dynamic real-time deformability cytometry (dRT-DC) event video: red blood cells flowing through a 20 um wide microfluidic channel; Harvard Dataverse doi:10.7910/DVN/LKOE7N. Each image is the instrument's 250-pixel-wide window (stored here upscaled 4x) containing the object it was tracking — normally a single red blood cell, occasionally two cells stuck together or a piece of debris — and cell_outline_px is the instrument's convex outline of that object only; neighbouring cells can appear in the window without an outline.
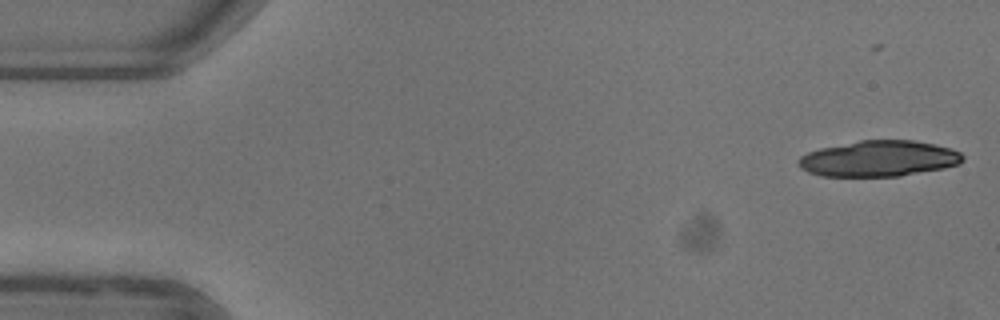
{"species": "common noctule bat (a hibernating species)", "species_latin": "Nyctalus noctula", "temperature_condition": "warm", "stored_images_in_passage": 11, "camera_frame_rate_fps": 3000, "um_per_image_px": 0.085, "animal": {"sex": "female"}, "frame": {"image": 1, "passage_image": 1, "time_ms": 0.0, "image_size_px": [1000, 320], "cell_outline_px": [[964, 160], [960, 164], [944, 168], [900, 176], [820, 176], [808, 172], [800, 168], [796, 164], [796, 160], [800, 156], [808, 152], [820, 148], [860, 140], [912, 140], [936, 144], [952, 148], [960, 152], [964, 156]], "centroid_in_image_um": [74.7, 13.48], "position_along_channel_um": 10.3, "area_um2": 34.68}}